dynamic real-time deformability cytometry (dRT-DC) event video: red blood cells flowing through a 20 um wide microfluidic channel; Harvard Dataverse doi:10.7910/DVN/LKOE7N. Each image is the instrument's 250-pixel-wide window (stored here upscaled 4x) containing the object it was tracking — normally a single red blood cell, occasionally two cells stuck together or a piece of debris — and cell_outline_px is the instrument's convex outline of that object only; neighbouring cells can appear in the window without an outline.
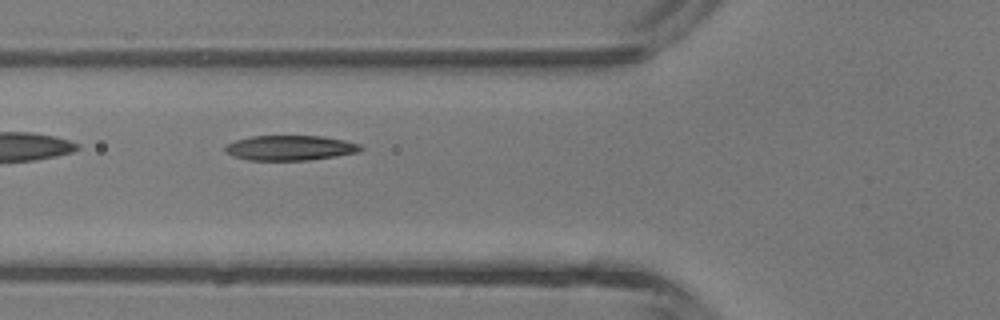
{"species": "common noctule bat (a hibernating species)", "species_latin": "Nyctalus noctula", "temperature_condition": "room temperature", "stored_images_in_passage": 5, "camera_frame_rate_fps": 3000, "um_per_image_px": 0.085, "animal": {"sex": "male", "body_mass_g": 13.3}, "frame": {"image": 1, "passage_image": 5, "time_ms": 4.667, "image_size_px": [1000, 320], "cell_outline_px": [[364, 148], [360, 152], [308, 160], [248, 160], [232, 156], [224, 152], [224, 148], [228, 144], [236, 140], [252, 136], [324, 136], [344, 140], [360, 144]], "centroid_in_image_um": [24.66, 12.57], "position_along_channel_um": 101.1, "area_um2": 19.77}}